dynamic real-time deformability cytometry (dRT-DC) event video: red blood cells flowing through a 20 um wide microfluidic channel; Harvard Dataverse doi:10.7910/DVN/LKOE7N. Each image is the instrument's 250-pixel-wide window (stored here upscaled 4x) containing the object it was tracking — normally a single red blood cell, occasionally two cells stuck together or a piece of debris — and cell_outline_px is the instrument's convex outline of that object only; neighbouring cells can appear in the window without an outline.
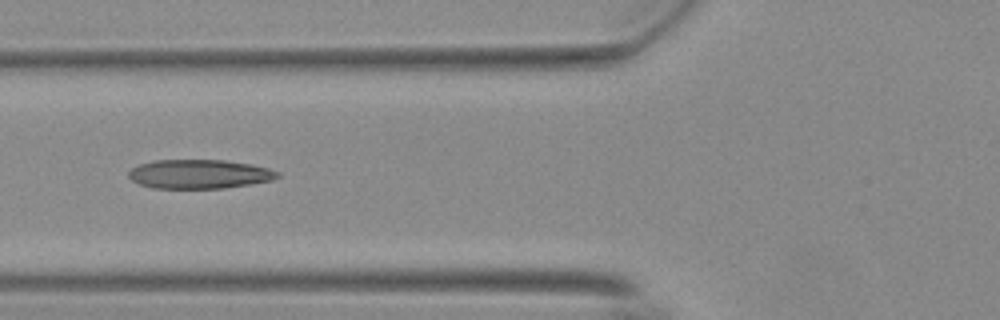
{"species": "Egyptian fruit bat (a non-hibernating species)", "species_latin": "Rousettus aegyptiacus", "temperature_condition": "warm", "stored_images_in_passage": 24, "camera_frame_rate_fps": 3000, "um_per_image_px": 0.085, "animal": {"sex": "female"}, "frame": {"image": 1, "passage_image": 8, "time_ms": 2.333, "image_size_px": [1000, 320], "cell_outline_px": [[280, 176], [272, 180], [224, 188], [152, 188], [140, 184], [132, 180], [128, 176], [128, 172], [132, 168], [140, 164], [156, 160], [224, 160], [252, 164], [268, 168], [280, 172]], "centroid_in_image_um": [16.95, 14.79], "position_along_channel_um": 108.9, "area_um2": 25.14}}